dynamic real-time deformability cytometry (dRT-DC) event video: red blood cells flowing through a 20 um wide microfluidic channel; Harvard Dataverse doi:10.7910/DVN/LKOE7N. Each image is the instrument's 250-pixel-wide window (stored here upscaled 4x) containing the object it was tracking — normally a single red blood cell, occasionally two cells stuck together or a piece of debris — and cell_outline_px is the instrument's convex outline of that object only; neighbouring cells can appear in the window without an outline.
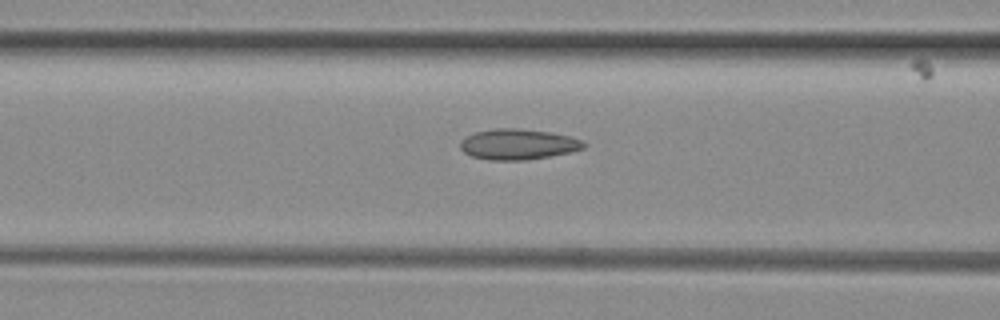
{"species": "common noctule bat (a hibernating species)", "species_latin": "Nyctalus noctula", "temperature_condition": "room temperature", "stored_images_in_passage": 6, "camera_frame_rate_fps": 3000, "um_per_image_px": 0.085, "animal": {"sex": "female", "body_mass_g": 29.2, "forearm_length_mm": 56.3}, "frame": {"image": 1, "passage_image": 6, "time_ms": 1.667, "image_size_px": [1000, 320], "cell_outline_px": [[588, 144], [584, 148], [568, 152], [548, 156], [524, 160], [488, 160], [472, 156], [464, 152], [460, 148], [460, 140], [476, 132], [496, 128], [520, 128], [552, 132], [584, 140]], "centroid_in_image_um": [44.05, 12.25], "position_along_channel_um": 122.6, "area_um2": 22.02}}